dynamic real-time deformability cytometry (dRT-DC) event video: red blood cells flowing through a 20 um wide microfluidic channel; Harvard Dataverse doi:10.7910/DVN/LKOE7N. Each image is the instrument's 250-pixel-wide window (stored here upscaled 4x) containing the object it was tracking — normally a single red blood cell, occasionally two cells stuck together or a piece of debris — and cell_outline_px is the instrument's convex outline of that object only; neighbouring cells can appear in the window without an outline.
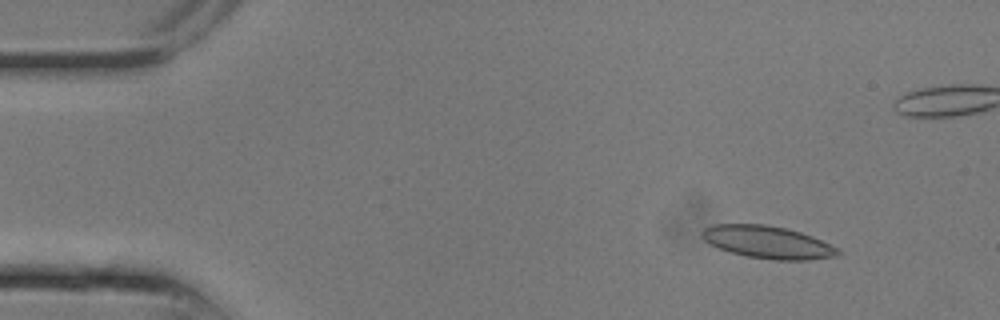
{"species": "common noctule bat (a hibernating species)", "species_latin": "Nyctalus noctula", "temperature_condition": "room temperature", "stored_images_in_passage": 11, "camera_frame_rate_fps": 3000, "um_per_image_px": 0.085, "animal": {"sex": "male", "body_mass_g": 13.3}, "frame": {"image": 1, "passage_image": 1, "time_ms": 0.0, "image_size_px": [1000, 320], "cell_outline_px": [[840, 252], [836, 256], [808, 260], [776, 260], [748, 256], [732, 252], [720, 248], [704, 240], [700, 232], [704, 228], [712, 224], [764, 224], [788, 228], [812, 236], [840, 248]], "centroid_in_image_um": [65.28, 20.57], "position_along_channel_um": 19.7, "area_um2": 25.66}}
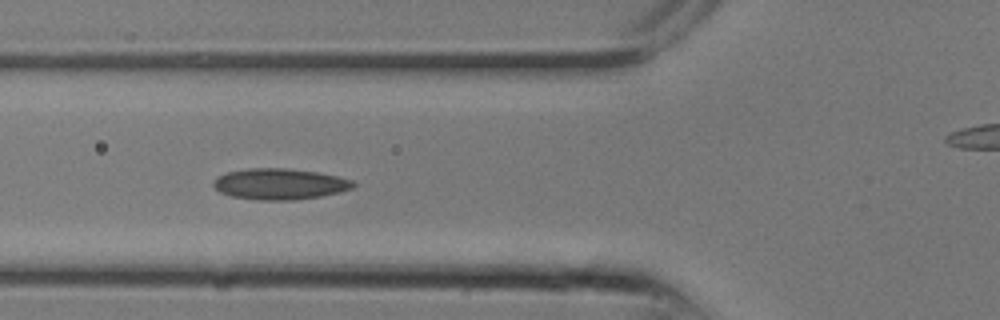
{"frame": {"image": 2, "passage_image": 7, "time_ms": 2.0, "image_size_px": [1000, 320], "cell_outline_px": [[356, 184], [352, 188], [340, 192], [320, 196], [296, 200], [260, 200], [232, 196], [220, 192], [212, 184], [216, 176], [228, 172], [248, 168], [284, 168], [316, 172], [336, 176], [352, 180]], "centroid_in_image_um": [23.76, 15.64], "position_along_channel_um": 102.0, "area_um2": 25.14}}
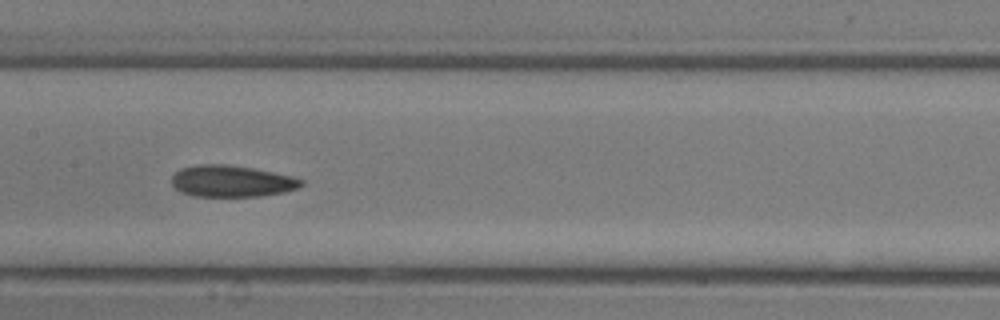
{"frame": {"image": 3, "passage_image": 10, "time_ms": 3.0, "image_size_px": [1000, 320], "cell_outline_px": [[304, 184], [296, 188], [284, 192], [260, 196], [192, 196], [180, 192], [172, 184], [172, 176], [180, 168], [196, 164], [224, 164], [252, 168], [292, 176], [304, 180]], "centroid_in_image_um": [19.66, 15.39], "position_along_channel_um": 187.7, "area_um2": 23.81}}